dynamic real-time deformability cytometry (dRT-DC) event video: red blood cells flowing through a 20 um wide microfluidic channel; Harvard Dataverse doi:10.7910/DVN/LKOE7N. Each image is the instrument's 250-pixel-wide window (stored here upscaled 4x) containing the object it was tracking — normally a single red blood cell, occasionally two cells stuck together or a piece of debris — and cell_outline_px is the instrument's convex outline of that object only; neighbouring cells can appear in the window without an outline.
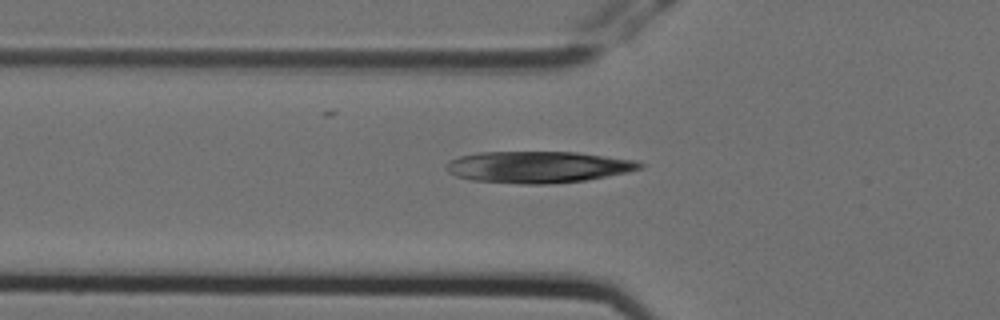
{"species": "Egyptian fruit bat (a non-hibernating species)", "species_latin": "Rousettus aegyptiacus", "temperature_condition": "cold", "stored_images_in_passage": 2, "camera_frame_rate_fps": 3000, "um_per_image_px": 0.085, "animal": {"sex": "female"}, "frame": {"image": 1, "passage_image": 2, "time_ms": 0.333, "image_size_px": [1000, 320], "cell_outline_px": [[644, 164], [640, 168], [628, 172], [584, 180], [552, 184], [520, 184], [472, 180], [456, 176], [448, 172], [444, 168], [444, 164], [448, 160], [460, 156], [480, 152], [576, 152], [640, 160]], "centroid_in_image_um": [45.71, 14.19], "position_along_channel_um": 80.1, "area_um2": 35.89}}